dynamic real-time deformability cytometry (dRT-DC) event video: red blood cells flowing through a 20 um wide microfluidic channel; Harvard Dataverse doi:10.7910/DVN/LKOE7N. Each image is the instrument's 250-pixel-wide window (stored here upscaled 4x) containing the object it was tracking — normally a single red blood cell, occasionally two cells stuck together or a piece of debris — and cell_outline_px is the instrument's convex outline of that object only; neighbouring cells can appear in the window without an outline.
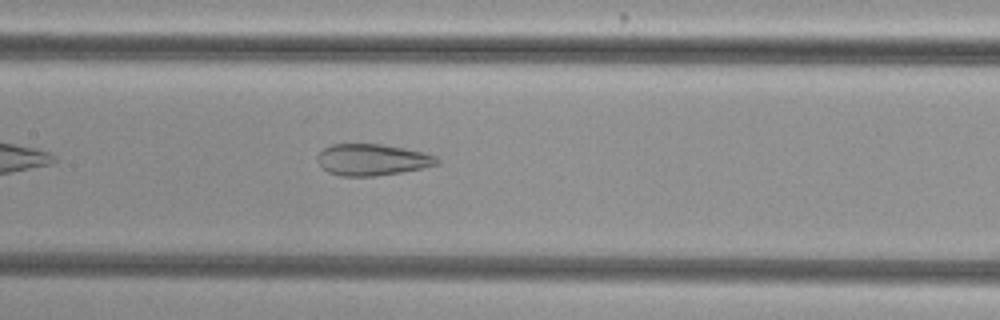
{"species": "common noctule bat (a hibernating species)", "species_latin": "Nyctalus noctula", "temperature_condition": "cold", "stored_images_in_passage": 40, "camera_frame_rate_fps": 3000, "um_per_image_px": 0.085, "animal": {"sex": "female", "body_mass_g": 29.2, "forearm_length_mm": 56.3}, "frame": {"image": 1, "passage_image": 12, "time_ms": 3.667, "image_size_px": [1000, 320], "cell_outline_px": [[440, 164], [424, 168], [400, 172], [372, 176], [340, 176], [328, 172], [316, 160], [320, 152], [324, 148], [332, 144], [380, 144], [404, 148], [424, 152], [436, 156], [440, 160]], "centroid_in_image_um": [31.67, 13.57], "position_along_channel_um": 175.7, "area_um2": 21.91}}
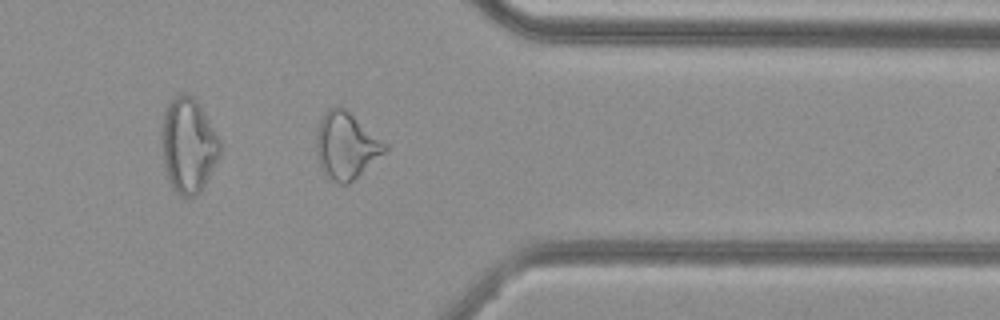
{"frame": {"image": 2, "passage_image": 29, "time_ms": 9.333, "image_size_px": [1000, 320], "cell_outline_px": [[388, 148], [384, 152], [348, 184], [340, 184], [332, 180], [324, 172], [320, 164], [316, 152], [316, 128], [324, 112], [332, 104], [336, 104], [344, 108], [388, 144]], "centroid_in_image_um": [29.39, 12.33], "position_along_channel_um": 382.0, "area_um2": 26.41}, "authors_computed_cell_mechanics": {"area_um2": 24.2471, "velocity_mm_per_s": 3.7701, "shape_relaxation_time_tau1_ms": null, "shape_relaxation_time_tau2_ms": 1.8507, "deformation_change_tau1": null, "deformation_change_tau2": 0.1046}}